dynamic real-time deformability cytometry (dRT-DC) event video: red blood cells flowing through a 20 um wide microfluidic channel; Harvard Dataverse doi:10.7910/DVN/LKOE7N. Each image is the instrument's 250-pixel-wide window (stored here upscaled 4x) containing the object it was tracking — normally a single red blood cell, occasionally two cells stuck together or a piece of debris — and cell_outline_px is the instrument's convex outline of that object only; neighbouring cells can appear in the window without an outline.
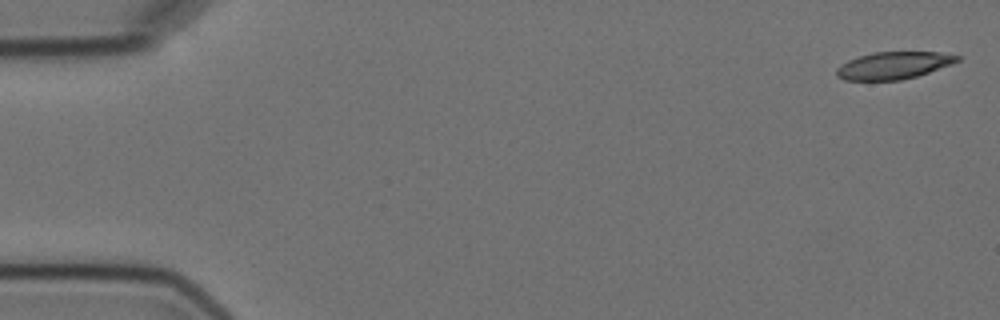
{"species": "Egyptian fruit bat (a non-hibernating species)", "species_latin": "Rousettus aegyptiacus", "temperature_condition": "cold", "stored_images_in_passage": 6, "camera_frame_rate_fps": 3000, "um_per_image_px": 0.085, "animal": {"sex": "female"}, "frame": {"image": 1, "passage_image": 1, "time_ms": 0.0, "image_size_px": [1000, 320], "cell_outline_px": [[960, 60], [952, 64], [916, 76], [900, 80], [844, 80], [836, 76], [836, 68], [840, 64], [848, 60], [872, 52], [940, 52], [960, 56]], "centroid_in_image_um": [75.93, 5.56], "position_along_channel_um": 9.1, "area_um2": 19.13}}
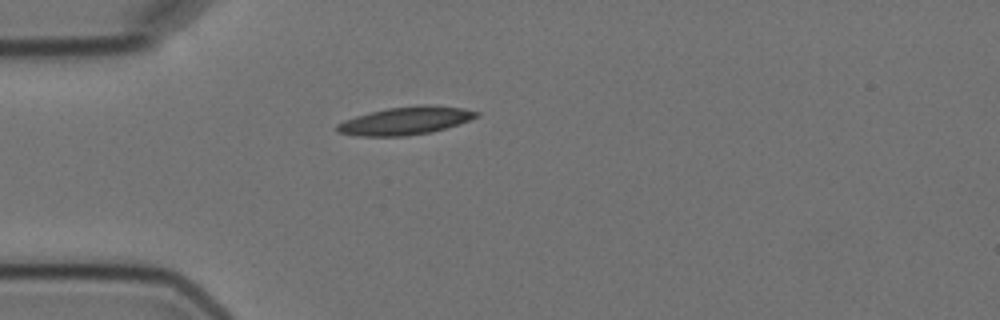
{"frame": {"image": 2, "passage_image": 5, "time_ms": 4.667, "image_size_px": [1000, 320], "cell_outline_px": [[480, 116], [432, 132], [408, 136], [356, 136], [336, 132], [336, 124], [344, 120], [356, 116], [388, 108], [424, 104], [428, 104], [464, 108], [480, 112]], "centroid_in_image_um": [34.46, 10.26], "position_along_channel_um": 50.5, "area_um2": 22.66}}